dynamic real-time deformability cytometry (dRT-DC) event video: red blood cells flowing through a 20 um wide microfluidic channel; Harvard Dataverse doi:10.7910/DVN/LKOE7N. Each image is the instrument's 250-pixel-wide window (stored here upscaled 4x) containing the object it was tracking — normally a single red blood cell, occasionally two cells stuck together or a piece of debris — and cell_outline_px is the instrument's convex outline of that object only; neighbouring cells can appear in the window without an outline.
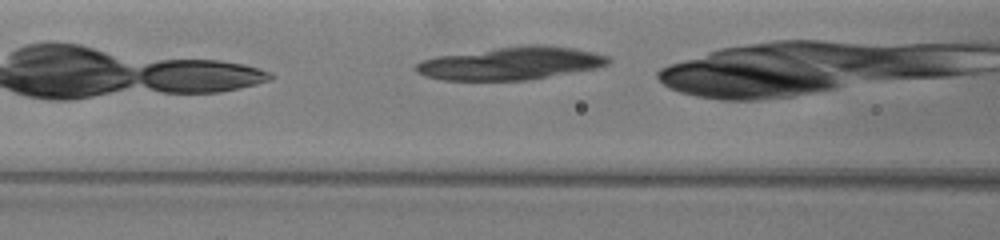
{"species": "common noctule bat (a hibernating species)", "species_latin": "Nyctalus noctula", "temperature_condition": "warm", "stored_images_in_passage": 33, "camera_frame_rate_fps": 3000, "um_per_image_px": 0.085, "animal": {"sex": "female", "body_mass_g": 19.5, "forearm_length_mm": 54.1}, "frame": {"image": 1, "passage_image": 6, "time_ms": 1.333, "image_size_px": [1000, 240], "cell_outline_px": [[612, 60], [608, 64], [596, 68], [524, 80], [444, 80], [424, 76], [416, 72], [412, 68], [420, 60], [436, 56], [524, 44], [544, 44], [572, 48], [592, 52], [608, 56]], "centroid_in_image_um": [43.38, 5.37], "position_along_channel_um": 123.2, "area_um2": 36.82}}